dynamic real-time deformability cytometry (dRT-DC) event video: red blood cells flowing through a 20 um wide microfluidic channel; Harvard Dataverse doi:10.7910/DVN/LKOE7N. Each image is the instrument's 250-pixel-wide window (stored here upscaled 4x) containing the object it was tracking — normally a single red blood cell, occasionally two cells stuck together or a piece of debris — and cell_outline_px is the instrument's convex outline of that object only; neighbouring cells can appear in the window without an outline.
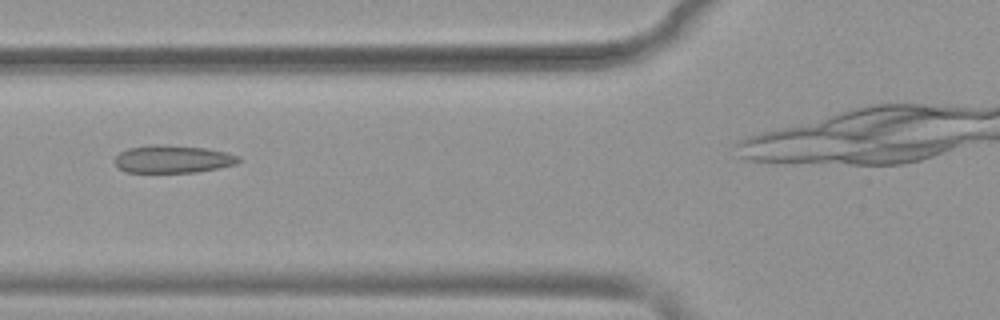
{"species": "common noctule bat (a hibernating species)", "species_latin": "Nyctalus noctula", "temperature_condition": "warm", "stored_images_in_passage": 12, "camera_frame_rate_fps": 3000, "um_per_image_px": 0.085, "animal": {"sex": "female", "body_mass_g": 19.9}, "frame": {"image": 1, "passage_image": 9, "time_ms": 2.667, "image_size_px": [1000, 320], "cell_outline_px": [[240, 160], [236, 164], [196, 172], [124, 172], [112, 160], [120, 152], [128, 148], [152, 144], [156, 144], [204, 148], [224, 152], [240, 156]], "centroid_in_image_um": [14.64, 13.52], "position_along_channel_um": 111.2, "area_um2": 19.83}}